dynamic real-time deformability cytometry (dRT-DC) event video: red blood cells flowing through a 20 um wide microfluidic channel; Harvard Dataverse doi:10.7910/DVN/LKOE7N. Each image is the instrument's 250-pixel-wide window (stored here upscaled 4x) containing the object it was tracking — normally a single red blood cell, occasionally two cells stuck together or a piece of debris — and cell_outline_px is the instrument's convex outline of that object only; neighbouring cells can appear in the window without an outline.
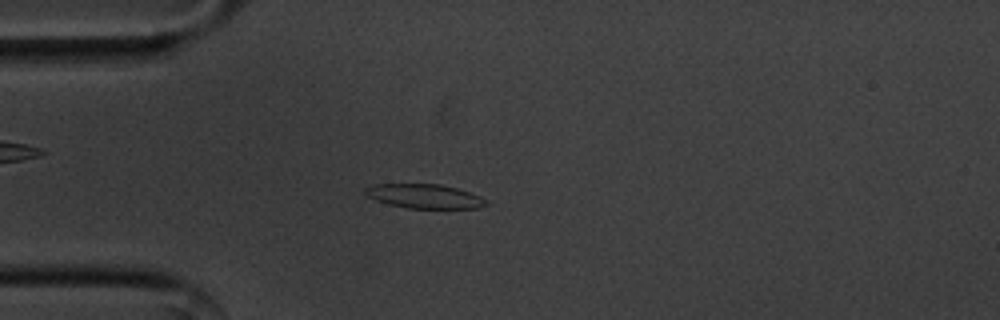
{"species": "common noctule bat (a hibernating species)", "species_latin": "Nyctalus noctula", "temperature_condition": "cold", "stored_images_in_passage": 37, "camera_frame_rate_fps": 3000, "um_per_image_px": 0.085, "animal": {"sex": "male", "body_mass_g": 20.1, "forearm_length_mm": 53.5}, "frame": {"image": 1, "passage_image": 7, "time_ms": 2.0, "image_size_px": [1000, 320], "cell_outline_px": [[488, 204], [476, 208], [408, 208], [388, 204], [376, 200], [368, 196], [364, 192], [364, 188], [372, 184], [440, 184], [456, 188], [480, 196]], "centroid_in_image_um": [36.03, 16.67], "position_along_channel_um": 49.0, "area_um2": 16.88}}
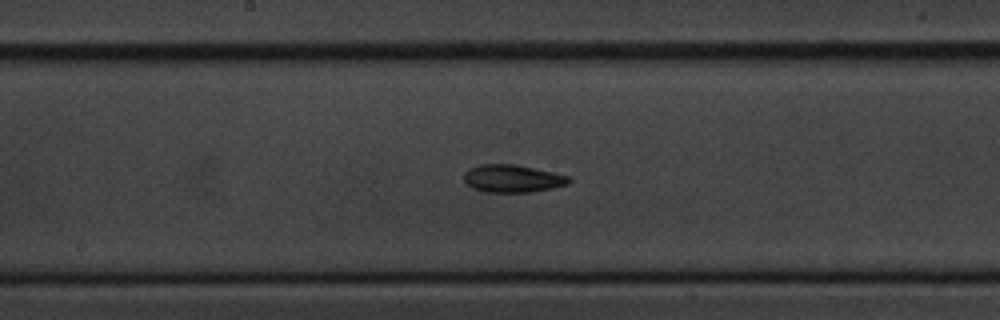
{"frame": {"image": 2, "passage_image": 21, "time_ms": 6.667, "image_size_px": [1000, 320], "cell_outline_px": [[572, 180], [568, 184], [552, 188], [528, 192], [484, 192], [472, 188], [464, 180], [464, 172], [468, 168], [480, 164], [516, 164], [552, 172], [568, 176]], "centroid_in_image_um": [43.53, 15.17], "position_along_channel_um": 204.7, "area_um2": 16.94}}
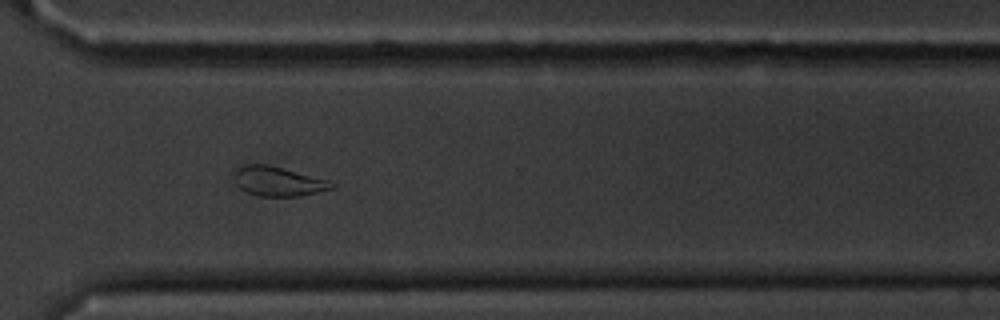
{"frame": {"image": 3, "passage_image": 33, "time_ms": 10.667, "image_size_px": [1000, 320], "cell_outline_px": [[336, 188], [300, 196], [260, 196], [248, 192], [240, 188], [236, 184], [236, 172], [240, 168], [248, 164], [264, 164], [328, 180], [336, 184]], "centroid_in_image_um": [23.7, 15.44], "position_along_channel_um": 346.9, "area_um2": 16.24}, "authors_computed_cell_mechanics": {"area_um2": 16.9932, "velocity_mm_per_s": 3.5666, "shape_relaxation_time_tau1_ms": 4.9856, "shape_relaxation_time_tau2_ms": 7.0753, "deformation_change_tau1": 0.1318, "deformation_change_tau2": 0.1267}}